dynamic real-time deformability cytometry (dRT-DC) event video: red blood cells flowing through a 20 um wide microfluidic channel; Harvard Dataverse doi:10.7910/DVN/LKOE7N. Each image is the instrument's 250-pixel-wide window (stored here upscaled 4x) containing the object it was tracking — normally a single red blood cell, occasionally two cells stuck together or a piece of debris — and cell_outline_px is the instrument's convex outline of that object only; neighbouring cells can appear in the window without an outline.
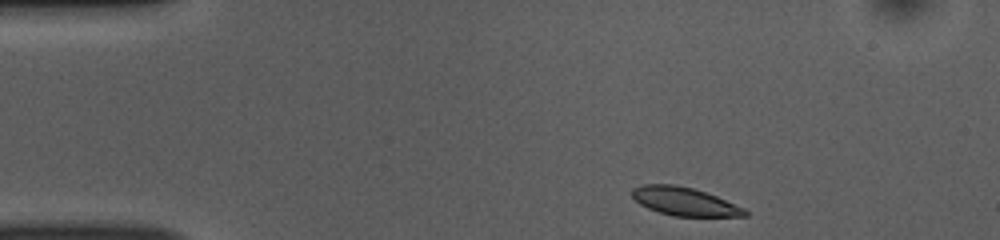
{"species": "common noctule bat (a hibernating species)", "species_latin": "Nyctalus noctula", "temperature_condition": "room temperature", "stored_images_in_passage": 45, "camera_frame_rate_fps": 3000, "um_per_image_px": 0.085, "animal": {"sex": "female", "body_mass_g": 10.0, "forearm_length_mm": 53.1}, "frame": {"image": 1, "passage_image": 1, "time_ms": 0.0, "image_size_px": [1000, 240], "cell_outline_px": [[748, 216], [672, 216], [648, 208], [640, 204], [632, 196], [632, 188], [644, 184], [672, 184], [692, 188], [716, 196], [744, 208], [748, 212]], "centroid_in_image_um": [58.17, 17.12], "position_along_channel_um": 26.8, "area_um2": 18.38}}
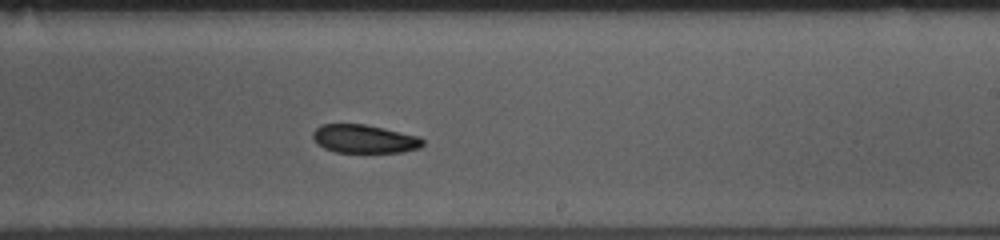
{"frame": {"image": 2, "passage_image": 24, "time_ms": 7.667, "image_size_px": [1000, 240], "cell_outline_px": [[424, 144], [420, 148], [400, 152], [336, 152], [324, 148], [312, 136], [312, 132], [320, 124], [364, 124], [384, 128], [420, 136], [424, 140]], "centroid_in_image_um": [31.0, 11.8], "position_along_channel_um": 258.0, "area_um2": 18.15}}
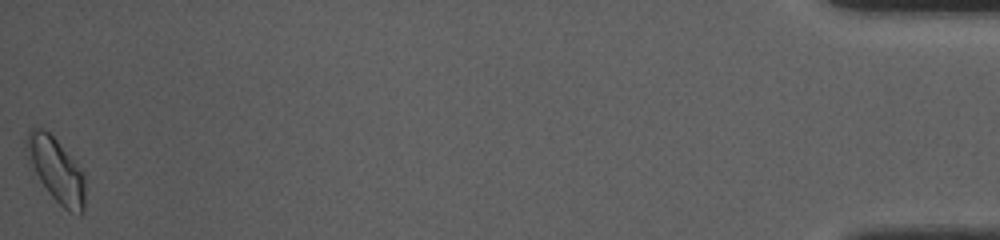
{"frame": {"image": 3, "passage_image": 45, "time_ms": 14.667, "image_size_px": [1000, 240], "cell_outline_px": [[84, 212], [80, 216], [68, 212], [48, 192], [28, 164], [24, 140], [28, 128], [44, 128], [56, 140], [84, 176]], "centroid_in_image_um": [4.71, 14.45], "position_along_channel_um": 430.5, "area_um2": 21.79}, "authors_computed_cell_mechanics": {"area_um2": 19.1318, "velocity_mm_per_s": 3.8074, "shape_relaxation_time_tau1_ms": 5.2772, "shape_relaxation_time_tau2_ms": 8.2623, "deformation_change_tau1": 0.0915, "deformation_change_tau2": 0.1126}}